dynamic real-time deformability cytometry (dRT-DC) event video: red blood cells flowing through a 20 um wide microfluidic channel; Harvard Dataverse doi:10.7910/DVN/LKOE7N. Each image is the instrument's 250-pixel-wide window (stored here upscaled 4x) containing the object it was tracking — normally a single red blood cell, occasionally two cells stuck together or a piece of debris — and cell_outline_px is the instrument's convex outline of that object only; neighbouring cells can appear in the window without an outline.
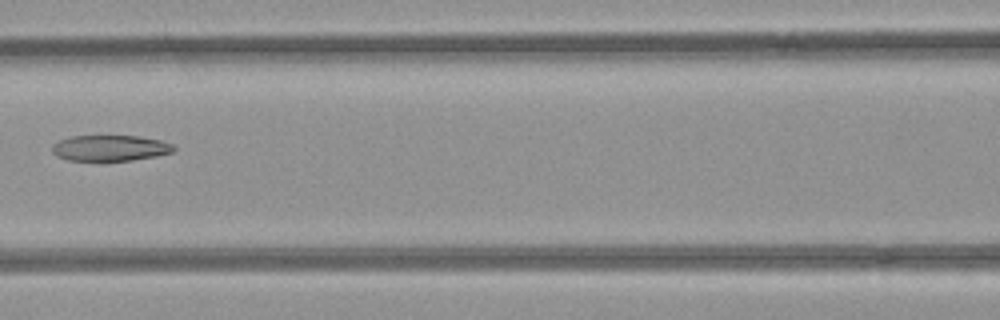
{"species": "common noctule bat (a hibernating species)", "species_latin": "Nyctalus noctula", "temperature_condition": "room temperature", "stored_images_in_passage": 7, "camera_frame_rate_fps": 3000, "um_per_image_px": 0.085, "animal": {"sex": "female", "body_mass_g": 21.9}, "frame": {"image": 1, "passage_image": 7, "time_ms": 2.0, "image_size_px": [1000, 320], "cell_outline_px": [[176, 148], [172, 152], [156, 156], [132, 160], [68, 160], [56, 156], [52, 152], [52, 144], [60, 140], [72, 136], [140, 136], [160, 140], [172, 144]], "centroid_in_image_um": [9.35, 12.58], "position_along_channel_um": 157.2, "area_um2": 18.21}}